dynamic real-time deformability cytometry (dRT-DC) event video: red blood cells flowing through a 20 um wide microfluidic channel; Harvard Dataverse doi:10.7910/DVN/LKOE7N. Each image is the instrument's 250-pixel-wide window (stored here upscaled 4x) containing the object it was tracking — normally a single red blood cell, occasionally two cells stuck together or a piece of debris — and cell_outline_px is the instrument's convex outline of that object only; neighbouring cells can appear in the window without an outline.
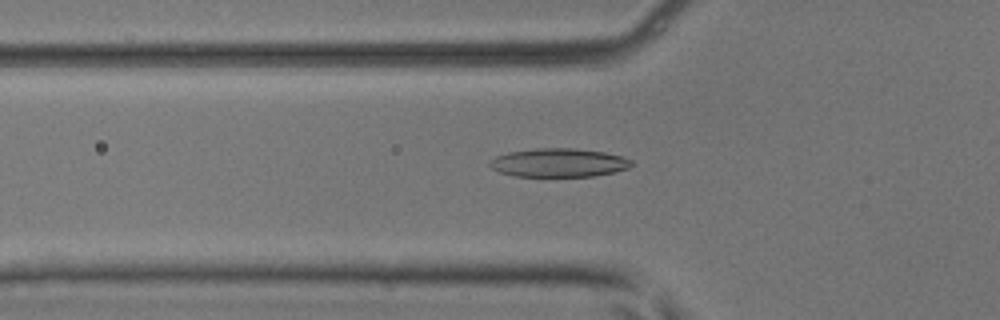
{"species": "common noctule bat (a hibernating species)", "species_latin": "Nyctalus noctula", "temperature_condition": "room temperature", "stored_images_in_passage": 29, "camera_frame_rate_fps": 3000, "um_per_image_px": 0.085, "animal": {"sex": "male", "body_mass_g": 17.9, "forearm_length_mm": 54.2}, "frame": {"image": 1, "passage_image": 6, "time_ms": 1.667, "image_size_px": [1000, 320], "cell_outline_px": [[632, 164], [628, 168], [612, 172], [592, 176], [512, 176], [500, 172], [492, 168], [488, 164], [496, 156], [508, 152], [536, 148], [572, 148], [604, 152], [620, 156], [632, 160]], "centroid_in_image_um": [47.46, 13.82], "position_along_channel_um": 78.3, "area_um2": 23.41}}
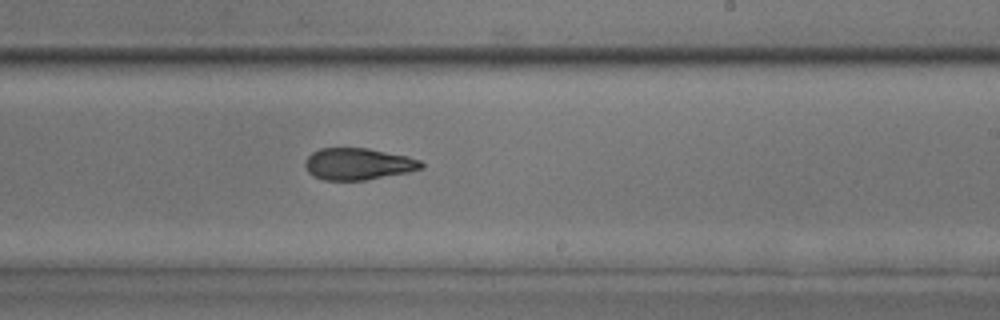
{"frame": {"image": 2, "passage_image": 19, "time_ms": 6.0, "image_size_px": [1000, 320], "cell_outline_px": [[424, 168], [408, 172], [364, 180], [324, 180], [308, 172], [304, 164], [304, 160], [312, 152], [320, 148], [368, 148], [408, 156], [420, 160], [424, 164]], "centroid_in_image_um": [30.45, 13.93], "position_along_channel_um": 258.6, "area_um2": 21.5}}
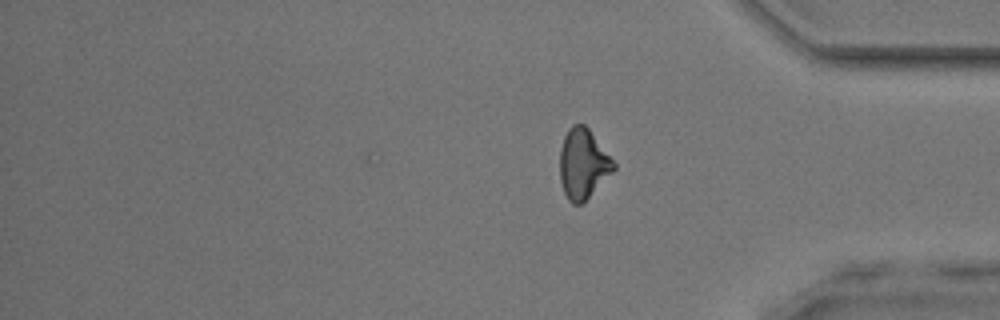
{"frame": {"image": 3, "passage_image": 29, "time_ms": 9.333, "image_size_px": [1000, 320], "cell_outline_px": [[616, 168], [580, 204], [572, 204], [568, 200], [564, 192], [560, 180], [560, 148], [564, 136], [568, 128], [572, 124], [584, 124], [588, 128], [616, 164]], "centroid_in_image_um": [49.53, 13.9], "position_along_channel_um": 385.7, "area_um2": 21.56}, "authors_computed_cell_mechanics": {"area_um2": 22.0796, "velocity_mm_per_s": 4.1694, "shape_relaxation_time_tau1_ms": 7.6754, "shape_relaxation_time_tau2_ms": 2.1492, "deformation_change_tau1": 0.1978, "deformation_change_tau2": 0.0957}}